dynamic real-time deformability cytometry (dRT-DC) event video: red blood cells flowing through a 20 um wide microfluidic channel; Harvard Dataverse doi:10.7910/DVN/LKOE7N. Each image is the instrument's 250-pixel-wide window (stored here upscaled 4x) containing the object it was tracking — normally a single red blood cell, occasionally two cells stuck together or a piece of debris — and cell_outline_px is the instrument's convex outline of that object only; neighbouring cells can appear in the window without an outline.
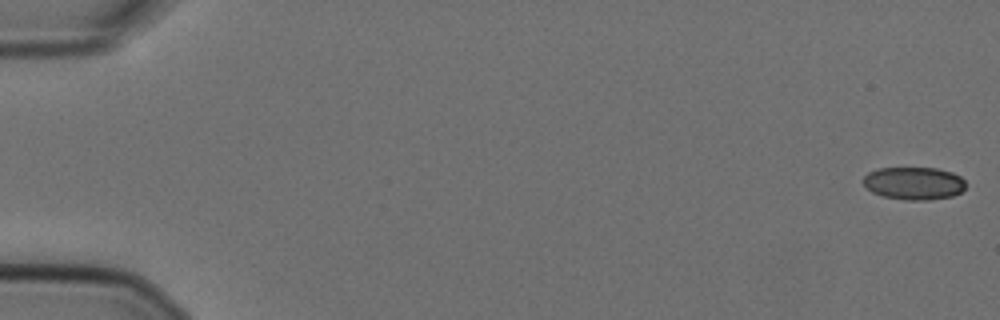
{"species": "Egyptian fruit bat (a non-hibernating species)", "species_latin": "Rousettus aegyptiacus", "temperature_condition": "cold", "stored_images_in_passage": 18, "camera_frame_rate_fps": 3000, "um_per_image_px": 0.085, "animal": {"sex": "female"}, "frame": {"image": 1, "passage_image": 1, "time_ms": 0.0, "image_size_px": [1000, 320], "cell_outline_px": [[964, 188], [960, 192], [952, 196], [928, 200], [904, 200], [884, 196], [872, 192], [864, 184], [864, 176], [868, 172], [880, 168], [936, 168], [952, 172], [960, 176], [964, 180]], "centroid_in_image_um": [77.68, 15.58], "position_along_channel_um": 7.3, "area_um2": 19.42}}
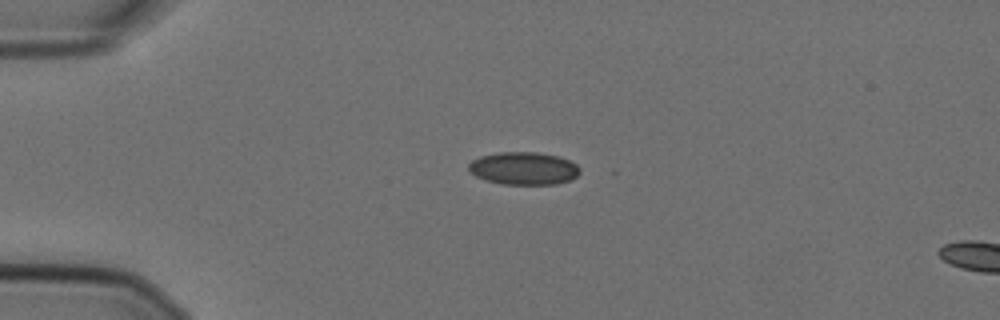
{"frame": {"image": 2, "passage_image": 14, "time_ms": 4.333, "image_size_px": [1000, 320], "cell_outline_px": [[580, 172], [576, 176], [568, 180], [556, 184], [500, 184], [484, 180], [468, 172], [468, 164], [472, 160], [480, 156], [496, 152], [536, 152], [560, 156], [576, 164], [580, 168]], "centroid_in_image_um": [44.47, 14.3], "position_along_channel_um": 40.5, "area_um2": 21.39}}